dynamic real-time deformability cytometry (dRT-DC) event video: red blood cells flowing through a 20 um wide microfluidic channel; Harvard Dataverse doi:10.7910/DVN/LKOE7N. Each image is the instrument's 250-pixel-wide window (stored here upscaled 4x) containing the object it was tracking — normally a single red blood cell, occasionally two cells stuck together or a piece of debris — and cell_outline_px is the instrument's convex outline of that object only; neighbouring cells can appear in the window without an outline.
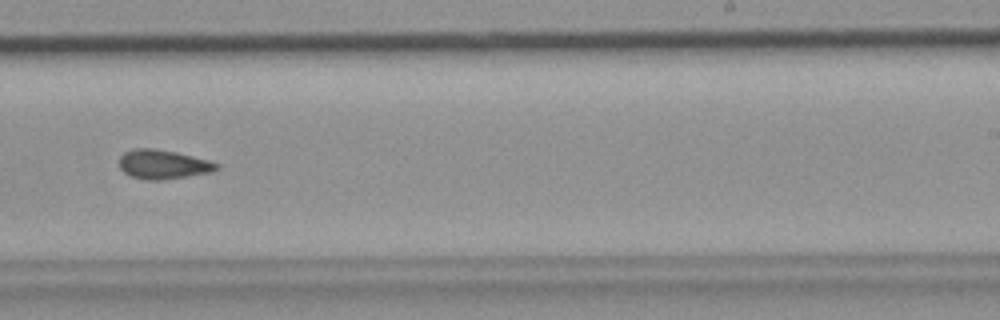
{"species": "common noctule bat (a hibernating species)", "species_latin": "Nyctalus noctula", "temperature_condition": "room temperature", "stored_images_in_passage": 28, "camera_frame_rate_fps": 3000, "um_per_image_px": 0.085, "animal": {"sex": "female", "body_mass_g": 19.9}, "frame": {"image": 1, "passage_image": 16, "time_ms": 5.0, "image_size_px": [1000, 320], "cell_outline_px": [[220, 168], [212, 172], [160, 180], [148, 180], [132, 176], [124, 172], [120, 168], [120, 156], [124, 152], [132, 148], [152, 148], [176, 152], [208, 160], [220, 164]], "centroid_in_image_um": [13.87, 13.96], "position_along_channel_um": 275.1, "area_um2": 16.47}}